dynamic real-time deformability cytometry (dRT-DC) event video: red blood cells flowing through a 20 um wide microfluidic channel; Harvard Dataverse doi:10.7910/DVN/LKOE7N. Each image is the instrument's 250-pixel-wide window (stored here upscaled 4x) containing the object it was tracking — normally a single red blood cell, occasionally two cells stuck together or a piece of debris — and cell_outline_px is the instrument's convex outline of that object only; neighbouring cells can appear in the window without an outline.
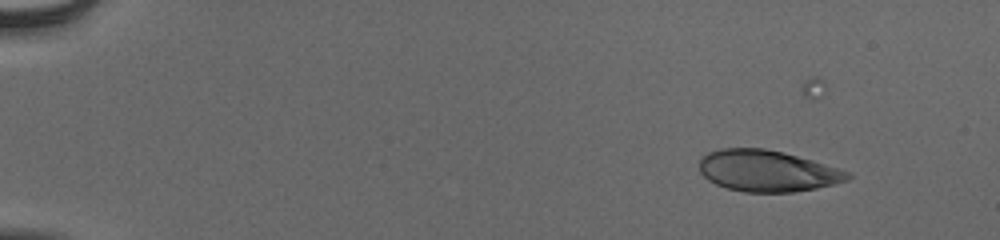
{"species": "human", "species_latin": "Homo sapiens", "temperature_condition": "cold", "stored_images_in_passage": 51, "camera_frame_rate_fps": 3000, "um_per_image_px": 0.085, "donor": {"sex": "male"}, "frame": {"image": 1, "passage_image": 8, "time_ms": 2.333, "image_size_px": [1000, 240], "cell_outline_px": [[852, 176], [848, 180], [836, 184], [816, 188], [792, 192], [744, 192], [728, 188], [716, 184], [708, 180], [700, 172], [700, 160], [708, 152], [720, 148], [764, 148], [784, 152], [812, 160], [852, 172]], "centroid_in_image_um": [65.25, 14.52], "position_along_channel_um": 19.7, "area_um2": 35.84}}
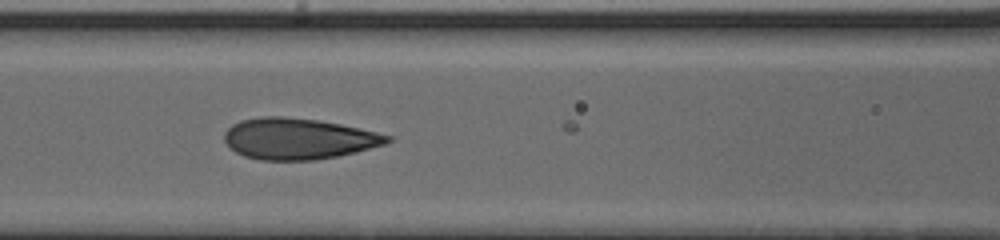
{"frame": {"image": 2, "passage_image": 28, "time_ms": 9.0, "image_size_px": [1000, 240], "cell_outline_px": [[392, 140], [384, 144], [356, 152], [336, 156], [312, 160], [260, 160], [244, 156], [236, 152], [224, 140], [224, 132], [232, 124], [240, 120], [260, 116], [280, 116], [320, 120], [340, 124], [376, 132], [392, 136]], "centroid_in_image_um": [25.34, 11.78], "position_along_channel_um": 141.3, "area_um2": 38.96}}
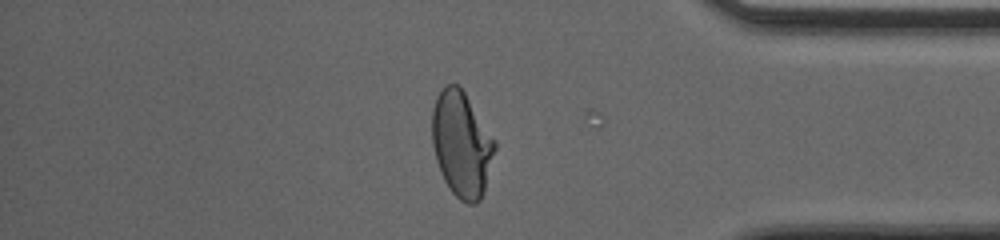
{"frame": {"image": 3, "passage_image": 49, "time_ms": 16.0, "image_size_px": [1000, 240], "cell_outline_px": [[496, 148], [484, 192], [480, 200], [476, 204], [468, 204], [460, 200], [452, 192], [444, 180], [440, 172], [436, 160], [432, 144], [432, 108], [436, 96], [448, 84], [456, 84], [464, 92], [496, 140]], "centroid_in_image_um": [39.24, 12.28], "position_along_channel_um": 396.0, "area_um2": 38.55}, "authors_computed_cell_mechanics": {"area_um2": 37.8012, "velocity_mm_per_s": 3.8975, "shape_relaxation_time_tau1_ms": 4.4111, "shape_relaxation_time_tau2_ms": null, "deformation_change_tau1": 0.1738, "deformation_change_tau2": null}}